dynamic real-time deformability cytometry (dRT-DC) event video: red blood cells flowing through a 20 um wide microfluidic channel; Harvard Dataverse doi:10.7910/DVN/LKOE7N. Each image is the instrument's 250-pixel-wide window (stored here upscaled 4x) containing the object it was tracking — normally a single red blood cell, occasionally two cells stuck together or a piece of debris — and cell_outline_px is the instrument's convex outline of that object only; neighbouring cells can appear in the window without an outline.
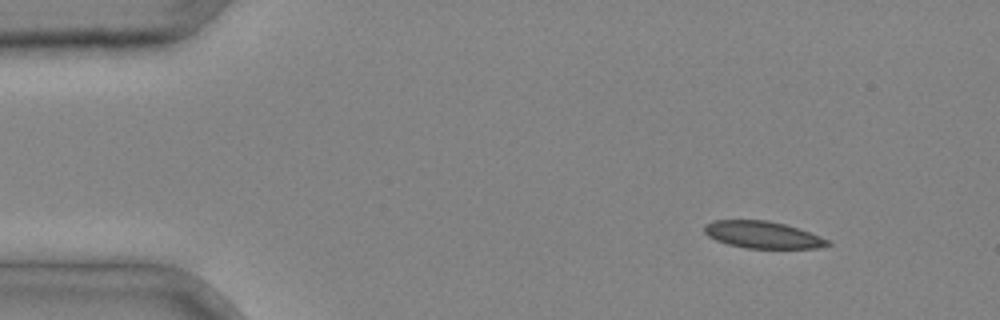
{"species": "common noctule bat (a hibernating species)", "species_latin": "Nyctalus noctula", "temperature_condition": "cold", "stored_images_in_passage": 3, "camera_frame_rate_fps": 3000, "um_per_image_px": 0.085, "animal": {"sex": "male", "body_mass_g": 20.4}, "frame": {"image": 1, "passage_image": 1, "time_ms": 0.0, "image_size_px": [1000, 320], "cell_outline_px": [[832, 244], [816, 248], [744, 248], [728, 244], [716, 240], [708, 236], [704, 232], [704, 224], [712, 220], [768, 220], [800, 228], [820, 236], [828, 240]], "centroid_in_image_um": [64.8, 19.95], "position_along_channel_um": 20.2, "area_um2": 19.48}}